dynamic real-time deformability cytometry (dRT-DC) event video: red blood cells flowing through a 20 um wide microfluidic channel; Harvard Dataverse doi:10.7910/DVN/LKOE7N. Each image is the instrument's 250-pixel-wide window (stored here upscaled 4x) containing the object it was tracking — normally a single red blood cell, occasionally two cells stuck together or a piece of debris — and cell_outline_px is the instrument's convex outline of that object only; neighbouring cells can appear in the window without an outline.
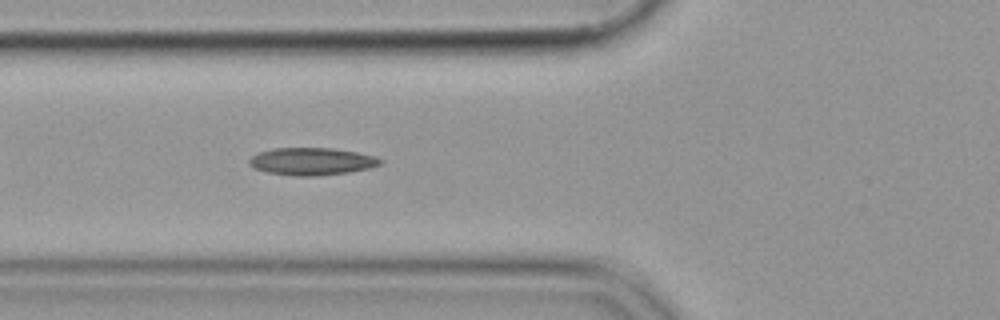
{"species": "common noctule bat (a hibernating species)", "species_latin": "Nyctalus noctula", "temperature_condition": "cold", "stored_images_in_passage": 41, "camera_frame_rate_fps": 3000, "um_per_image_px": 0.085, "animal": {"sex": "female", "body_mass_g": 19.9}, "frame": {"image": 1, "passage_image": 7, "time_ms": 2.0, "image_size_px": [1000, 320], "cell_outline_px": [[380, 164], [368, 168], [348, 172], [320, 176], [296, 176], [268, 172], [252, 168], [248, 164], [248, 160], [252, 156], [260, 152], [272, 148], [332, 148], [356, 152], [376, 156], [380, 160]], "centroid_in_image_um": [26.45, 13.72], "position_along_channel_um": 99.4, "area_um2": 20.87}}
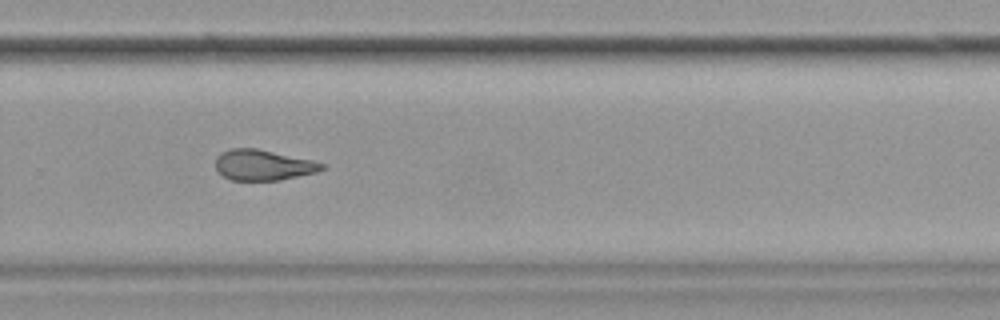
{"frame": {"image": 2, "passage_image": 24, "time_ms": 7.667, "image_size_px": [1000, 320], "cell_outline_px": [[324, 168], [316, 172], [280, 180], [232, 180], [224, 176], [216, 168], [216, 156], [220, 152], [232, 148], [256, 148], [312, 160], [324, 164]], "centroid_in_image_um": [22.34, 14.02], "position_along_channel_um": 307.5, "area_um2": 18.79}}